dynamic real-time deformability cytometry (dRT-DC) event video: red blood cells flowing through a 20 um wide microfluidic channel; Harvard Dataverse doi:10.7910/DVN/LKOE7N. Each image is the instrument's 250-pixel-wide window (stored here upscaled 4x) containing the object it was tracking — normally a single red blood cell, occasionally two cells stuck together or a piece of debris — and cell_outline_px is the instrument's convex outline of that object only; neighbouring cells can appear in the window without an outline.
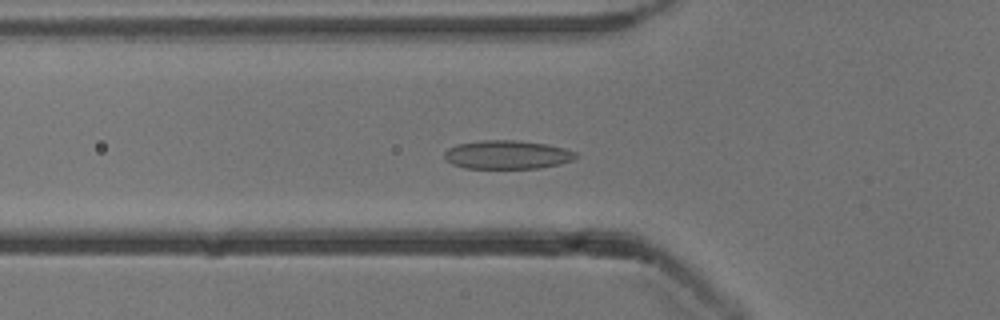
{"species": "common noctule bat (a hibernating species)", "species_latin": "Nyctalus noctula", "temperature_condition": "cold", "stored_images_in_passage": 55, "camera_frame_rate_fps": 3000, "um_per_image_px": 0.085, "animal": {"sex": "male", "body_mass_g": 13.3}, "frame": {"image": 1, "passage_image": 19, "time_ms": 6.0, "image_size_px": [1000, 320], "cell_outline_px": [[580, 156], [572, 160], [560, 164], [540, 168], [464, 168], [452, 164], [444, 156], [444, 152], [448, 148], [456, 144], [480, 140], [516, 140], [544, 144], [564, 148], [576, 152]], "centroid_in_image_um": [43.11, 13.15], "position_along_channel_um": 82.7, "area_um2": 21.96}}
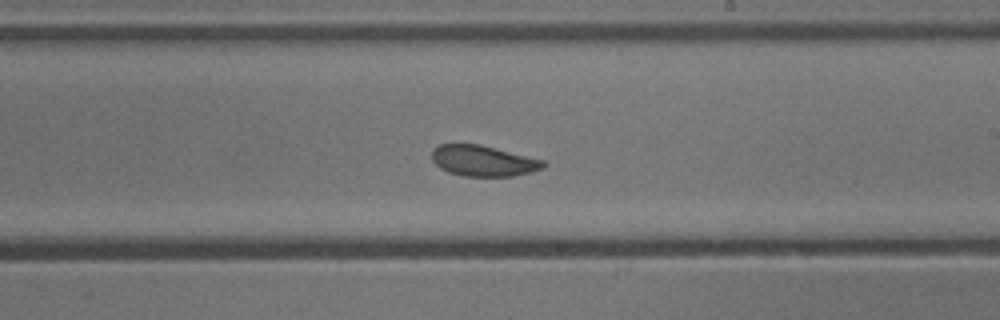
{"frame": {"image": 2, "passage_image": 32, "time_ms": 10.333, "image_size_px": [1000, 320], "cell_outline_px": [[548, 164], [544, 168], [532, 172], [512, 176], [464, 176], [448, 172], [440, 168], [432, 160], [432, 152], [440, 144], [480, 144], [544, 160]], "centroid_in_image_um": [41.11, 13.67], "position_along_channel_um": 247.9, "area_um2": 20.0}}
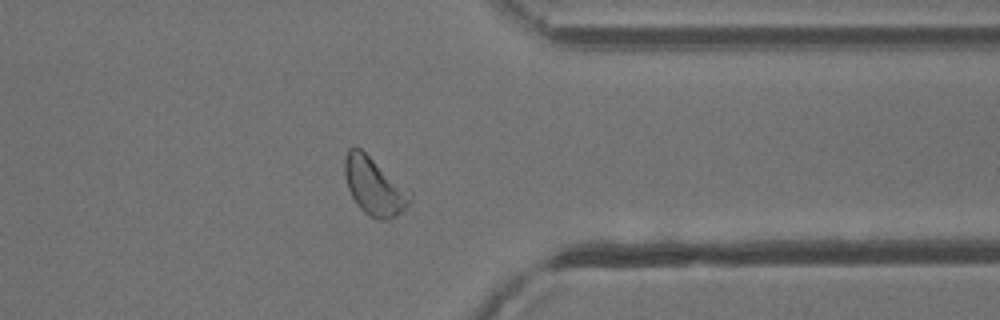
{"frame": {"image": 3, "passage_image": 43, "time_ms": 14.0, "image_size_px": [1000, 320], "cell_outline_px": [[412, 196], [408, 204], [396, 216], [388, 220], [380, 220], [364, 212], [356, 204], [348, 188], [344, 172], [344, 156], [348, 148], [356, 144], [412, 192]], "centroid_in_image_um": [31.78, 15.79], "position_along_channel_um": 379.6, "area_um2": 22.02}, "authors_computed_cell_mechanics": {"area_um2": 22.0218, "velocity_mm_per_s": 3.8117, "shape_relaxation_time_tau1_ms": 2.1574, "shape_relaxation_time_tau2_ms": 1.5408, "deformation_change_tau1": 0.0751, "deformation_change_tau2": 0.0566}}